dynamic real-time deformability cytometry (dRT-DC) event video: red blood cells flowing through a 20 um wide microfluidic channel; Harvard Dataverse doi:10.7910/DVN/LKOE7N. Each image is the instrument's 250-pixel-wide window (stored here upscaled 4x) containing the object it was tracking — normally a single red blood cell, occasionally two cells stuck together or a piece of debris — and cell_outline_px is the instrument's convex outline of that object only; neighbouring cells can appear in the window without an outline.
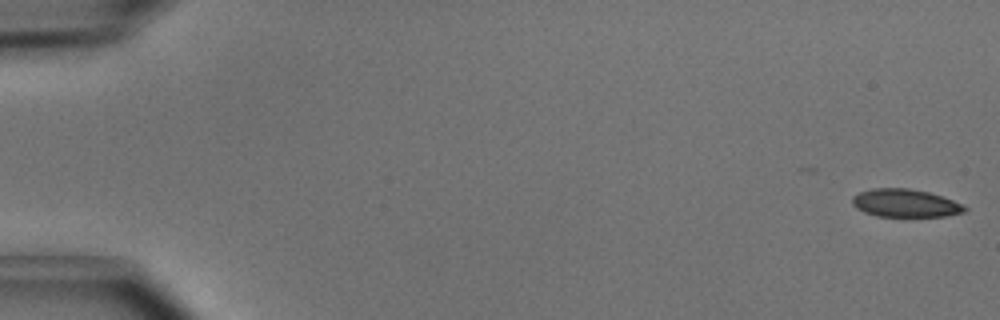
{"species": "common noctule bat (a hibernating species)", "species_latin": "Nyctalus noctula", "temperature_condition": "cold", "stored_images_in_passage": 17, "camera_frame_rate_fps": 3000, "um_per_image_px": 0.085, "animal": {"sex": "male", "body_mass_g": 15.6}, "frame": {"image": 1, "passage_image": 1, "time_ms": 0.0, "image_size_px": [1000, 320], "cell_outline_px": [[968, 208], [964, 212], [948, 216], [876, 216], [864, 212], [856, 208], [852, 204], [852, 196], [860, 192], [872, 188], [908, 188], [928, 192], [964, 204]], "centroid_in_image_um": [76.94, 17.27], "position_along_channel_um": 8.1, "area_um2": 18.32}}
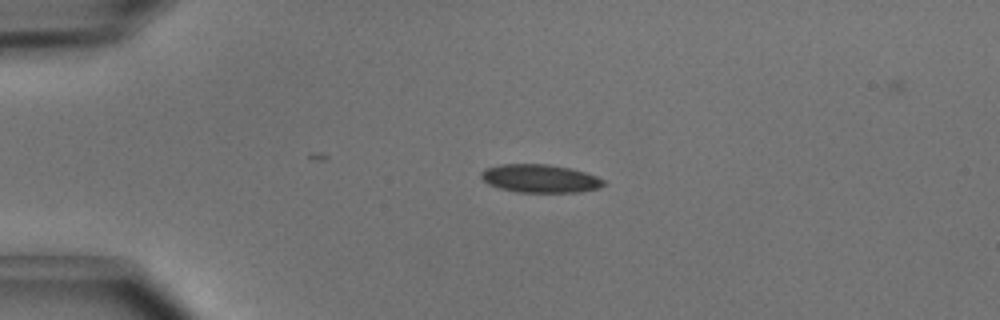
{"frame": {"image": 2, "passage_image": 12, "time_ms": 3.667, "image_size_px": [1000, 320], "cell_outline_px": [[604, 184], [600, 188], [580, 192], [520, 192], [500, 188], [488, 184], [480, 176], [480, 172], [484, 168], [500, 164], [548, 164], [572, 168], [596, 176], [604, 180]], "centroid_in_image_um": [45.89, 15.16], "position_along_channel_um": 39.1, "area_um2": 20.17}}